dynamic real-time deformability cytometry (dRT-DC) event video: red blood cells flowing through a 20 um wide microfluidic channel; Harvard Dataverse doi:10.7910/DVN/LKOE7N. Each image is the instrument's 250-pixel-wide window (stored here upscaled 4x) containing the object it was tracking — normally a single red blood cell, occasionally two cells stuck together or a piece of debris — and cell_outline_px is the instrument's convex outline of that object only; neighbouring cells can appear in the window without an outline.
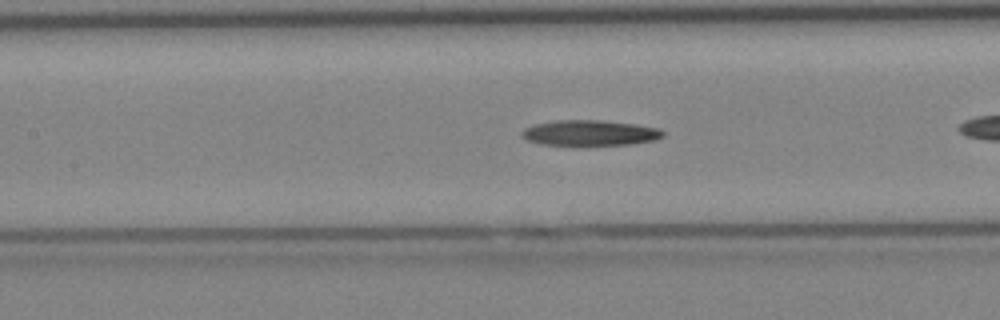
{"species": "Egyptian fruit bat (a non-hibernating species)", "species_latin": "Rousettus aegyptiacus", "temperature_condition": "cold", "stored_images_in_passage": 21, "camera_frame_rate_fps": 3000, "um_per_image_px": 0.085, "animal": {"sex": "female"}, "frame": {"image": 1, "passage_image": 7, "time_ms": 2.0, "image_size_px": [1000, 320], "cell_outline_px": [[664, 136], [656, 140], [632, 144], [580, 148], [540, 144], [528, 140], [520, 132], [524, 128], [532, 124], [556, 120], [600, 120], [636, 124], [660, 128], [664, 132]], "centroid_in_image_um": [50.14, 11.34], "position_along_channel_um": 157.3, "area_um2": 22.14}}
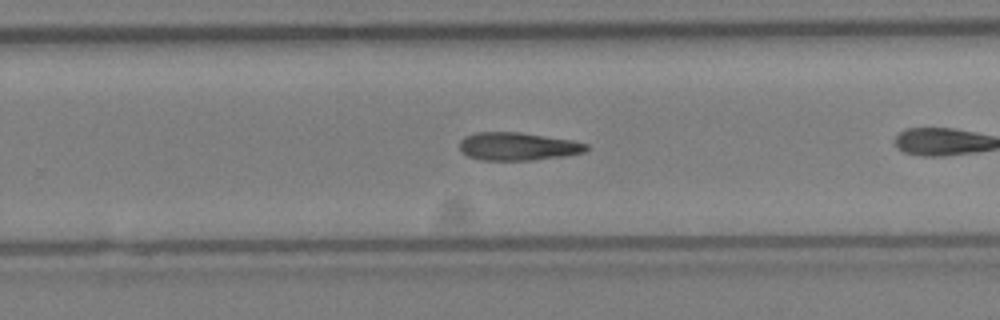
{"frame": {"image": 2, "passage_image": 15, "time_ms": 4.667, "image_size_px": [1000, 320], "cell_outline_px": [[588, 148], [584, 152], [564, 156], [532, 160], [480, 160], [468, 156], [460, 148], [460, 140], [464, 136], [476, 132], [516, 132], [572, 140], [588, 144]], "centroid_in_image_um": [44.0, 12.44], "position_along_channel_um": 285.8, "area_um2": 20.52}}